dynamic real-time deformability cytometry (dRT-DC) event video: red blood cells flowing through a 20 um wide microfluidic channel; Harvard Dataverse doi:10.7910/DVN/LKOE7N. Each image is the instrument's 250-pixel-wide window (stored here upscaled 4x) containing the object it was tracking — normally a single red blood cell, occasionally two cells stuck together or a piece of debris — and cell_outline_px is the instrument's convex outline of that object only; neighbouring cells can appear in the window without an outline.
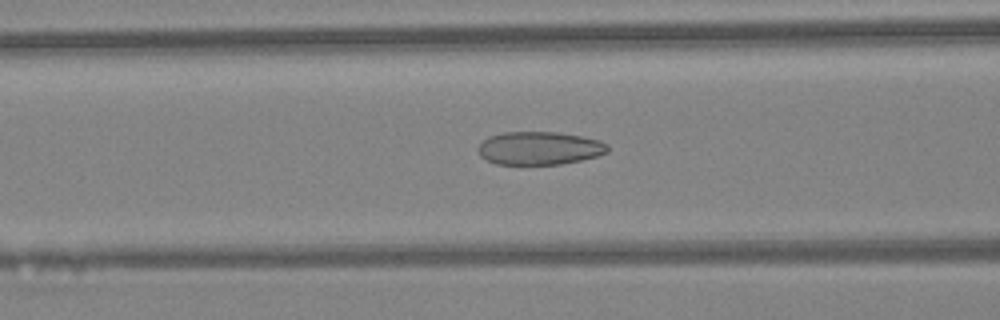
{"species": "Egyptian fruit bat (a non-hibernating species)", "species_latin": "Rousettus aegyptiacus", "temperature_condition": "warm", "stored_images_in_passage": 33, "camera_frame_rate_fps": 3000, "um_per_image_px": 0.085, "animal": {"sex": "female"}, "frame": {"image": 1, "passage_image": 6, "time_ms": 1.667, "image_size_px": [1000, 320], "cell_outline_px": [[608, 152], [596, 156], [580, 160], [560, 164], [496, 164], [480, 156], [476, 148], [488, 136], [504, 132], [556, 132], [580, 136], [600, 140], [608, 144]], "centroid_in_image_um": [45.83, 12.59], "position_along_channel_um": 120.8, "area_um2": 24.97}}
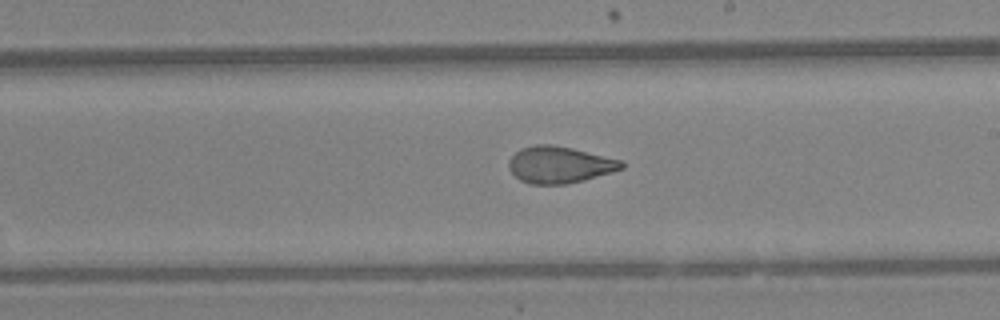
{"frame": {"image": 2, "passage_image": 14, "time_ms": 4.333, "image_size_px": [1000, 320], "cell_outline_px": [[624, 168], [612, 172], [584, 180], [568, 184], [532, 184], [520, 180], [508, 168], [508, 160], [520, 148], [536, 144], [552, 144], [572, 148], [620, 160], [624, 164]], "centroid_in_image_um": [47.53, 14.0], "position_along_channel_um": 241.5, "area_um2": 24.04}}
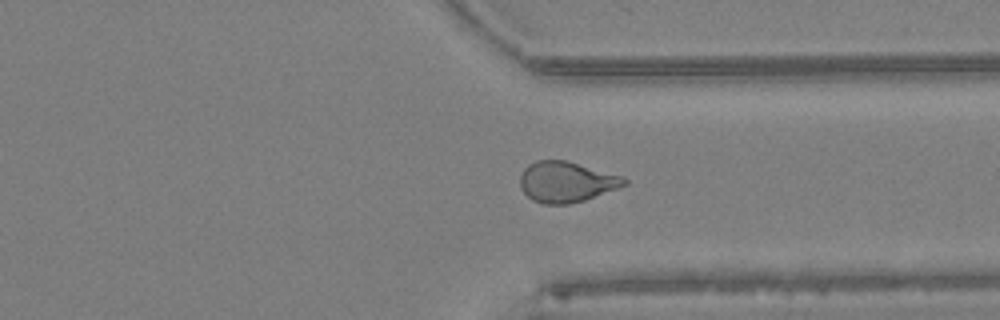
{"frame": {"image": 3, "passage_image": 22, "time_ms": 7.0, "image_size_px": [1000, 320], "cell_outline_px": [[628, 184], [584, 200], [568, 204], [544, 204], [532, 200], [520, 188], [520, 176], [524, 168], [528, 164], [536, 160], [568, 160], [624, 176], [628, 180]], "centroid_in_image_um": [48.14, 15.44], "position_along_channel_um": 363.3, "area_um2": 24.85}, "authors_computed_cell_mechanics": {"area_um2": 24.7384, "velocity_mm_per_s": 4.5661, "shape_relaxation_time_tau1_ms": null, "shape_relaxation_time_tau2_ms": 1.1249, "deformation_change_tau1": null, "deformation_change_tau2": 0.0785}}